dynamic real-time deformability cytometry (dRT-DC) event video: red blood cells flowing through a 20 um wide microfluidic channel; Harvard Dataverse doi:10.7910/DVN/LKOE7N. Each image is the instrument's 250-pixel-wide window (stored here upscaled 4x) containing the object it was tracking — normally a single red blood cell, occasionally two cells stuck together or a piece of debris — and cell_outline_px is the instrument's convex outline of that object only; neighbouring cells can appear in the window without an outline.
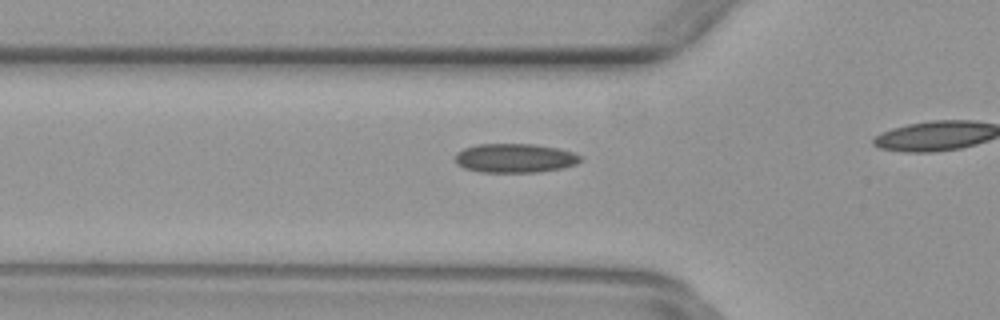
{"species": "common noctule bat (a hibernating species)", "species_latin": "Nyctalus noctula", "temperature_condition": "warm", "stored_images_in_passage": 21, "camera_frame_rate_fps": 3000, "um_per_image_px": 0.085, "animal": {"sex": "female", "body_mass_g": 29.2, "forearm_length_mm": 56.3}, "frame": {"image": 1, "passage_image": 10, "time_ms": 3.0, "image_size_px": [1000, 320], "cell_outline_px": [[580, 160], [576, 164], [564, 168], [536, 172], [480, 172], [464, 168], [456, 164], [456, 152], [464, 148], [476, 144], [536, 144], [556, 148], [572, 152], [580, 156]], "centroid_in_image_um": [43.73, 13.44], "position_along_channel_um": 82.1, "area_um2": 21.21}}